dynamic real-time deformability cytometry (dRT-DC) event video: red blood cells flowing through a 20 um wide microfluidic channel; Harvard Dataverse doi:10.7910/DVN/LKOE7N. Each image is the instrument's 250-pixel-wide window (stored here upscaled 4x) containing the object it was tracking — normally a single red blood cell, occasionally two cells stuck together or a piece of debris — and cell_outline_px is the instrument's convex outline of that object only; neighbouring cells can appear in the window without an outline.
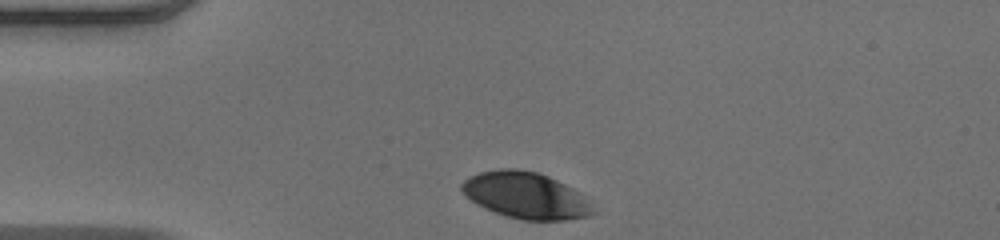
{"species": "human", "species_latin": "Homo sapiens", "temperature_condition": "warm", "stored_images_in_passage": 30, "camera_frame_rate_fps": 3000, "um_per_image_px": 0.085, "donor": {"sex": "male"}, "frame": {"image": 1, "passage_image": 1, "time_ms": 0.0, "image_size_px": [1000, 240], "cell_outline_px": [[600, 212], [588, 216], [564, 220], [524, 220], [508, 216], [484, 208], [476, 204], [460, 188], [460, 184], [468, 176], [480, 172], [500, 168], [516, 168], [540, 172], [580, 192]], "centroid_in_image_um": [44.73, 16.6], "position_along_channel_um": 40.3, "area_um2": 35.72}}
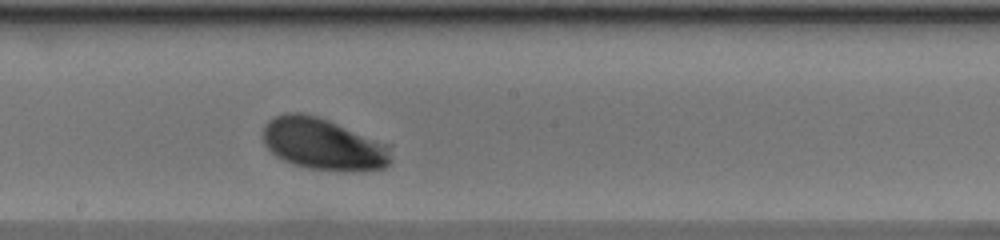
{"frame": {"image": 2, "passage_image": 17, "time_ms": 5.333, "image_size_px": [1000, 240], "cell_outline_px": [[392, 160], [384, 168], [368, 172], [344, 172], [308, 168], [292, 164], [276, 156], [264, 144], [264, 124], [268, 120], [284, 112], [304, 112], [328, 120], [392, 144]], "centroid_in_image_um": [27.56, 12.27], "position_along_channel_um": 220.6, "area_um2": 39.59}}
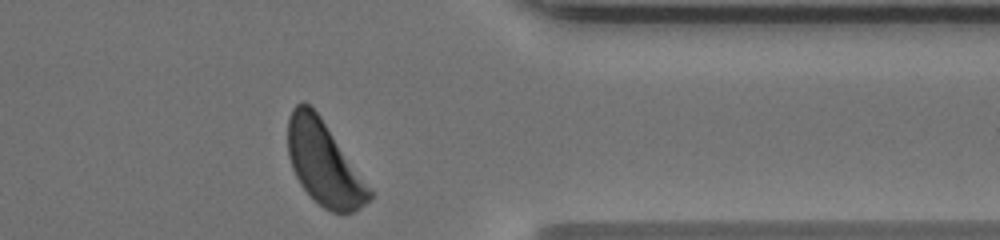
{"frame": {"image": 3, "passage_image": 30, "time_ms": 9.667, "image_size_px": [1000, 240], "cell_outline_px": [[376, 192], [360, 208], [352, 212], [340, 216], [324, 208], [300, 184], [292, 168], [288, 156], [288, 116], [292, 108], [296, 104], [304, 100], [320, 116]], "centroid_in_image_um": [27.58, 13.89], "position_along_channel_um": 383.8, "area_um2": 40.17}, "authors_computed_cell_mechanics": {"area_um2": 38.0902, "velocity_mm_per_s": 4.0108, "shape_relaxation_time_tau1_ms": 2.4179, "shape_relaxation_time_tau2_ms": null, "deformation_change_tau1": 0.15, "deformation_change_tau2": null}}